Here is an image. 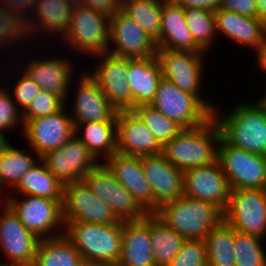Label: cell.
Wrapping results in <instances>:
<instances>
[{
  "label": "cell",
  "instance_id": "cell-1",
  "mask_svg": "<svg viewBox=\"0 0 266 266\" xmlns=\"http://www.w3.org/2000/svg\"><path fill=\"white\" fill-rule=\"evenodd\" d=\"M262 96L257 102L246 103L243 100V103H236L222 116L215 109L213 118L219 125L221 137L228 144L250 153L266 155V96Z\"/></svg>",
  "mask_w": 266,
  "mask_h": 266
},
{
  "label": "cell",
  "instance_id": "cell-2",
  "mask_svg": "<svg viewBox=\"0 0 266 266\" xmlns=\"http://www.w3.org/2000/svg\"><path fill=\"white\" fill-rule=\"evenodd\" d=\"M220 138L219 125L212 117L202 126L183 129L162 146L161 153L172 165L184 172L217 161Z\"/></svg>",
  "mask_w": 266,
  "mask_h": 266
},
{
  "label": "cell",
  "instance_id": "cell-3",
  "mask_svg": "<svg viewBox=\"0 0 266 266\" xmlns=\"http://www.w3.org/2000/svg\"><path fill=\"white\" fill-rule=\"evenodd\" d=\"M185 240H204L223 221V211L213 203L182 195L154 213Z\"/></svg>",
  "mask_w": 266,
  "mask_h": 266
},
{
  "label": "cell",
  "instance_id": "cell-4",
  "mask_svg": "<svg viewBox=\"0 0 266 266\" xmlns=\"http://www.w3.org/2000/svg\"><path fill=\"white\" fill-rule=\"evenodd\" d=\"M64 235L84 262L118 264L122 249L123 221L116 224L64 222Z\"/></svg>",
  "mask_w": 266,
  "mask_h": 266
},
{
  "label": "cell",
  "instance_id": "cell-5",
  "mask_svg": "<svg viewBox=\"0 0 266 266\" xmlns=\"http://www.w3.org/2000/svg\"><path fill=\"white\" fill-rule=\"evenodd\" d=\"M110 16L80 3L73 5L70 26L62 42L70 50L93 57L109 50ZM72 47V49H71Z\"/></svg>",
  "mask_w": 266,
  "mask_h": 266
},
{
  "label": "cell",
  "instance_id": "cell-6",
  "mask_svg": "<svg viewBox=\"0 0 266 266\" xmlns=\"http://www.w3.org/2000/svg\"><path fill=\"white\" fill-rule=\"evenodd\" d=\"M23 197L24 199L20 201L16 195H9L5 197L3 203L10 207L29 231L39 239L64 234L65 223L62 216V202L33 195H23Z\"/></svg>",
  "mask_w": 266,
  "mask_h": 266
},
{
  "label": "cell",
  "instance_id": "cell-7",
  "mask_svg": "<svg viewBox=\"0 0 266 266\" xmlns=\"http://www.w3.org/2000/svg\"><path fill=\"white\" fill-rule=\"evenodd\" d=\"M206 52L157 49L162 77L171 81L182 91L195 95L212 113L218 107L211 99L200 93L204 76V54Z\"/></svg>",
  "mask_w": 266,
  "mask_h": 266
},
{
  "label": "cell",
  "instance_id": "cell-8",
  "mask_svg": "<svg viewBox=\"0 0 266 266\" xmlns=\"http://www.w3.org/2000/svg\"><path fill=\"white\" fill-rule=\"evenodd\" d=\"M150 105L182 129L197 128L213 117V113L195 95L182 91L163 77Z\"/></svg>",
  "mask_w": 266,
  "mask_h": 266
},
{
  "label": "cell",
  "instance_id": "cell-9",
  "mask_svg": "<svg viewBox=\"0 0 266 266\" xmlns=\"http://www.w3.org/2000/svg\"><path fill=\"white\" fill-rule=\"evenodd\" d=\"M217 160L231 189H266V155L234 147L221 137Z\"/></svg>",
  "mask_w": 266,
  "mask_h": 266
},
{
  "label": "cell",
  "instance_id": "cell-10",
  "mask_svg": "<svg viewBox=\"0 0 266 266\" xmlns=\"http://www.w3.org/2000/svg\"><path fill=\"white\" fill-rule=\"evenodd\" d=\"M223 221L236 232L265 238L266 189H231Z\"/></svg>",
  "mask_w": 266,
  "mask_h": 266
},
{
  "label": "cell",
  "instance_id": "cell-11",
  "mask_svg": "<svg viewBox=\"0 0 266 266\" xmlns=\"http://www.w3.org/2000/svg\"><path fill=\"white\" fill-rule=\"evenodd\" d=\"M83 181L111 208L119 221H138L147 215L103 162L90 170Z\"/></svg>",
  "mask_w": 266,
  "mask_h": 266
},
{
  "label": "cell",
  "instance_id": "cell-12",
  "mask_svg": "<svg viewBox=\"0 0 266 266\" xmlns=\"http://www.w3.org/2000/svg\"><path fill=\"white\" fill-rule=\"evenodd\" d=\"M62 216L64 222L94 224L119 222L111 208L93 194L83 180L64 184Z\"/></svg>",
  "mask_w": 266,
  "mask_h": 266
},
{
  "label": "cell",
  "instance_id": "cell-13",
  "mask_svg": "<svg viewBox=\"0 0 266 266\" xmlns=\"http://www.w3.org/2000/svg\"><path fill=\"white\" fill-rule=\"evenodd\" d=\"M66 105L58 112L35 119H23L27 137L36 159L57 149L75 135V126Z\"/></svg>",
  "mask_w": 266,
  "mask_h": 266
},
{
  "label": "cell",
  "instance_id": "cell-14",
  "mask_svg": "<svg viewBox=\"0 0 266 266\" xmlns=\"http://www.w3.org/2000/svg\"><path fill=\"white\" fill-rule=\"evenodd\" d=\"M40 160L63 184L82 181L100 163L76 135L42 155Z\"/></svg>",
  "mask_w": 266,
  "mask_h": 266
},
{
  "label": "cell",
  "instance_id": "cell-15",
  "mask_svg": "<svg viewBox=\"0 0 266 266\" xmlns=\"http://www.w3.org/2000/svg\"><path fill=\"white\" fill-rule=\"evenodd\" d=\"M157 49L156 41L121 8L110 16L108 50L110 54L129 58H146L156 56Z\"/></svg>",
  "mask_w": 266,
  "mask_h": 266
},
{
  "label": "cell",
  "instance_id": "cell-16",
  "mask_svg": "<svg viewBox=\"0 0 266 266\" xmlns=\"http://www.w3.org/2000/svg\"><path fill=\"white\" fill-rule=\"evenodd\" d=\"M0 207V250L8 259V263L0 262V266L33 264L40 239L21 223L6 203L0 202Z\"/></svg>",
  "mask_w": 266,
  "mask_h": 266
},
{
  "label": "cell",
  "instance_id": "cell-17",
  "mask_svg": "<svg viewBox=\"0 0 266 266\" xmlns=\"http://www.w3.org/2000/svg\"><path fill=\"white\" fill-rule=\"evenodd\" d=\"M100 58L93 72H87L118 111H131V88L127 82L128 57L115 56L109 52L93 56Z\"/></svg>",
  "mask_w": 266,
  "mask_h": 266
},
{
  "label": "cell",
  "instance_id": "cell-18",
  "mask_svg": "<svg viewBox=\"0 0 266 266\" xmlns=\"http://www.w3.org/2000/svg\"><path fill=\"white\" fill-rule=\"evenodd\" d=\"M231 188L219 161L183 172V195L215 204L222 211L227 206Z\"/></svg>",
  "mask_w": 266,
  "mask_h": 266
},
{
  "label": "cell",
  "instance_id": "cell-19",
  "mask_svg": "<svg viewBox=\"0 0 266 266\" xmlns=\"http://www.w3.org/2000/svg\"><path fill=\"white\" fill-rule=\"evenodd\" d=\"M140 157L151 186L155 213L161 205L183 195V171L172 165L162 153Z\"/></svg>",
  "mask_w": 266,
  "mask_h": 266
},
{
  "label": "cell",
  "instance_id": "cell-20",
  "mask_svg": "<svg viewBox=\"0 0 266 266\" xmlns=\"http://www.w3.org/2000/svg\"><path fill=\"white\" fill-rule=\"evenodd\" d=\"M103 163L113 173L115 179L123 186L147 213H153L151 186L141 164L140 156H128L114 153Z\"/></svg>",
  "mask_w": 266,
  "mask_h": 266
},
{
  "label": "cell",
  "instance_id": "cell-21",
  "mask_svg": "<svg viewBox=\"0 0 266 266\" xmlns=\"http://www.w3.org/2000/svg\"><path fill=\"white\" fill-rule=\"evenodd\" d=\"M80 75L76 100L70 112L74 124L116 121L118 111L108 101L97 82L87 72Z\"/></svg>",
  "mask_w": 266,
  "mask_h": 266
},
{
  "label": "cell",
  "instance_id": "cell-22",
  "mask_svg": "<svg viewBox=\"0 0 266 266\" xmlns=\"http://www.w3.org/2000/svg\"><path fill=\"white\" fill-rule=\"evenodd\" d=\"M49 59H35L27 65L24 64L21 68L34 81L41 90L53 92L65 100L69 101L68 93H70V86L75 73L73 61L68 58L54 57ZM73 66V67H72ZM68 100V101H67Z\"/></svg>",
  "mask_w": 266,
  "mask_h": 266
},
{
  "label": "cell",
  "instance_id": "cell-23",
  "mask_svg": "<svg viewBox=\"0 0 266 266\" xmlns=\"http://www.w3.org/2000/svg\"><path fill=\"white\" fill-rule=\"evenodd\" d=\"M116 133L117 153L128 156H145L162 151V146L133 111L117 113Z\"/></svg>",
  "mask_w": 266,
  "mask_h": 266
},
{
  "label": "cell",
  "instance_id": "cell-24",
  "mask_svg": "<svg viewBox=\"0 0 266 266\" xmlns=\"http://www.w3.org/2000/svg\"><path fill=\"white\" fill-rule=\"evenodd\" d=\"M119 266H155L150 239V214L138 221H123Z\"/></svg>",
  "mask_w": 266,
  "mask_h": 266
},
{
  "label": "cell",
  "instance_id": "cell-25",
  "mask_svg": "<svg viewBox=\"0 0 266 266\" xmlns=\"http://www.w3.org/2000/svg\"><path fill=\"white\" fill-rule=\"evenodd\" d=\"M161 79V68L156 56L128 57L127 82L131 88V111L152 103Z\"/></svg>",
  "mask_w": 266,
  "mask_h": 266
},
{
  "label": "cell",
  "instance_id": "cell-26",
  "mask_svg": "<svg viewBox=\"0 0 266 266\" xmlns=\"http://www.w3.org/2000/svg\"><path fill=\"white\" fill-rule=\"evenodd\" d=\"M73 5L70 0H36L33 10L35 15H31L33 19L26 24L28 37H35L33 39L36 40L37 34L45 31L49 36L57 33V36H61L57 38L62 40L70 26Z\"/></svg>",
  "mask_w": 266,
  "mask_h": 266
},
{
  "label": "cell",
  "instance_id": "cell-27",
  "mask_svg": "<svg viewBox=\"0 0 266 266\" xmlns=\"http://www.w3.org/2000/svg\"><path fill=\"white\" fill-rule=\"evenodd\" d=\"M216 33L223 34L246 47L257 49L266 36V23L259 18L247 17L233 11H214Z\"/></svg>",
  "mask_w": 266,
  "mask_h": 266
},
{
  "label": "cell",
  "instance_id": "cell-28",
  "mask_svg": "<svg viewBox=\"0 0 266 266\" xmlns=\"http://www.w3.org/2000/svg\"><path fill=\"white\" fill-rule=\"evenodd\" d=\"M158 49L204 52L186 25L184 8L174 2H163Z\"/></svg>",
  "mask_w": 266,
  "mask_h": 266
},
{
  "label": "cell",
  "instance_id": "cell-29",
  "mask_svg": "<svg viewBox=\"0 0 266 266\" xmlns=\"http://www.w3.org/2000/svg\"><path fill=\"white\" fill-rule=\"evenodd\" d=\"M74 126L75 135L98 161L103 162V159L105 161L117 152L116 121L88 122Z\"/></svg>",
  "mask_w": 266,
  "mask_h": 266
},
{
  "label": "cell",
  "instance_id": "cell-30",
  "mask_svg": "<svg viewBox=\"0 0 266 266\" xmlns=\"http://www.w3.org/2000/svg\"><path fill=\"white\" fill-rule=\"evenodd\" d=\"M13 190L20 192L21 196L33 195L62 202L64 184L39 160L21 177Z\"/></svg>",
  "mask_w": 266,
  "mask_h": 266
},
{
  "label": "cell",
  "instance_id": "cell-31",
  "mask_svg": "<svg viewBox=\"0 0 266 266\" xmlns=\"http://www.w3.org/2000/svg\"><path fill=\"white\" fill-rule=\"evenodd\" d=\"M81 254L63 234L39 240L35 261L36 266H83Z\"/></svg>",
  "mask_w": 266,
  "mask_h": 266
},
{
  "label": "cell",
  "instance_id": "cell-32",
  "mask_svg": "<svg viewBox=\"0 0 266 266\" xmlns=\"http://www.w3.org/2000/svg\"><path fill=\"white\" fill-rule=\"evenodd\" d=\"M27 149H16L8 140L0 144V189L5 193L4 188L13 190L21 177L40 159L35 160L33 155H28Z\"/></svg>",
  "mask_w": 266,
  "mask_h": 266
},
{
  "label": "cell",
  "instance_id": "cell-33",
  "mask_svg": "<svg viewBox=\"0 0 266 266\" xmlns=\"http://www.w3.org/2000/svg\"><path fill=\"white\" fill-rule=\"evenodd\" d=\"M150 239L155 266H167L178 254L185 239L154 213L150 214Z\"/></svg>",
  "mask_w": 266,
  "mask_h": 266
},
{
  "label": "cell",
  "instance_id": "cell-34",
  "mask_svg": "<svg viewBox=\"0 0 266 266\" xmlns=\"http://www.w3.org/2000/svg\"><path fill=\"white\" fill-rule=\"evenodd\" d=\"M235 230L222 221L204 239L208 266H236Z\"/></svg>",
  "mask_w": 266,
  "mask_h": 266
},
{
  "label": "cell",
  "instance_id": "cell-35",
  "mask_svg": "<svg viewBox=\"0 0 266 266\" xmlns=\"http://www.w3.org/2000/svg\"><path fill=\"white\" fill-rule=\"evenodd\" d=\"M161 0H121L120 8L128 14L156 43L161 32Z\"/></svg>",
  "mask_w": 266,
  "mask_h": 266
},
{
  "label": "cell",
  "instance_id": "cell-36",
  "mask_svg": "<svg viewBox=\"0 0 266 266\" xmlns=\"http://www.w3.org/2000/svg\"><path fill=\"white\" fill-rule=\"evenodd\" d=\"M184 13L186 25L194 42L207 52L217 36L214 11L204 8H184Z\"/></svg>",
  "mask_w": 266,
  "mask_h": 266
},
{
  "label": "cell",
  "instance_id": "cell-37",
  "mask_svg": "<svg viewBox=\"0 0 266 266\" xmlns=\"http://www.w3.org/2000/svg\"><path fill=\"white\" fill-rule=\"evenodd\" d=\"M132 111L145 123L161 146L183 130L177 123L151 105L139 106Z\"/></svg>",
  "mask_w": 266,
  "mask_h": 266
},
{
  "label": "cell",
  "instance_id": "cell-38",
  "mask_svg": "<svg viewBox=\"0 0 266 266\" xmlns=\"http://www.w3.org/2000/svg\"><path fill=\"white\" fill-rule=\"evenodd\" d=\"M263 238L235 231L234 257L236 266H266Z\"/></svg>",
  "mask_w": 266,
  "mask_h": 266
},
{
  "label": "cell",
  "instance_id": "cell-39",
  "mask_svg": "<svg viewBox=\"0 0 266 266\" xmlns=\"http://www.w3.org/2000/svg\"><path fill=\"white\" fill-rule=\"evenodd\" d=\"M22 39H25L24 42L30 39L26 23L0 5V47L2 49L11 48L15 43L16 45L19 42L21 44Z\"/></svg>",
  "mask_w": 266,
  "mask_h": 266
},
{
  "label": "cell",
  "instance_id": "cell-40",
  "mask_svg": "<svg viewBox=\"0 0 266 266\" xmlns=\"http://www.w3.org/2000/svg\"><path fill=\"white\" fill-rule=\"evenodd\" d=\"M65 105V100L59 95L41 90L22 111L23 119H35L60 111Z\"/></svg>",
  "mask_w": 266,
  "mask_h": 266
},
{
  "label": "cell",
  "instance_id": "cell-41",
  "mask_svg": "<svg viewBox=\"0 0 266 266\" xmlns=\"http://www.w3.org/2000/svg\"><path fill=\"white\" fill-rule=\"evenodd\" d=\"M3 87L0 88V138L4 141L7 140L4 132L9 129L18 127H24V120L21 108L13 99L12 93L7 91Z\"/></svg>",
  "mask_w": 266,
  "mask_h": 266
},
{
  "label": "cell",
  "instance_id": "cell-42",
  "mask_svg": "<svg viewBox=\"0 0 266 266\" xmlns=\"http://www.w3.org/2000/svg\"><path fill=\"white\" fill-rule=\"evenodd\" d=\"M167 266H208L204 240H185Z\"/></svg>",
  "mask_w": 266,
  "mask_h": 266
},
{
  "label": "cell",
  "instance_id": "cell-43",
  "mask_svg": "<svg viewBox=\"0 0 266 266\" xmlns=\"http://www.w3.org/2000/svg\"><path fill=\"white\" fill-rule=\"evenodd\" d=\"M19 64L20 63L18 61V64H16L18 67L17 71H20L21 73L16 76L19 77L16 79L17 81H15L16 84H13L14 92L12 93L14 94L12 96L18 107H21V110L23 111L37 95V93L41 91V88L34 81H32V79L28 77V75L22 69L19 70V66L21 67L23 65Z\"/></svg>",
  "mask_w": 266,
  "mask_h": 266
},
{
  "label": "cell",
  "instance_id": "cell-44",
  "mask_svg": "<svg viewBox=\"0 0 266 266\" xmlns=\"http://www.w3.org/2000/svg\"><path fill=\"white\" fill-rule=\"evenodd\" d=\"M219 8L257 18L256 0H221Z\"/></svg>",
  "mask_w": 266,
  "mask_h": 266
},
{
  "label": "cell",
  "instance_id": "cell-45",
  "mask_svg": "<svg viewBox=\"0 0 266 266\" xmlns=\"http://www.w3.org/2000/svg\"><path fill=\"white\" fill-rule=\"evenodd\" d=\"M36 0H1V6L4 7L11 12L12 14L18 16L22 19L26 24L31 18V14L33 15L34 4ZM29 10H32L29 12ZM28 13L30 15L28 16Z\"/></svg>",
  "mask_w": 266,
  "mask_h": 266
},
{
  "label": "cell",
  "instance_id": "cell-46",
  "mask_svg": "<svg viewBox=\"0 0 266 266\" xmlns=\"http://www.w3.org/2000/svg\"><path fill=\"white\" fill-rule=\"evenodd\" d=\"M79 3L105 15L112 16L120 8L121 0H80Z\"/></svg>",
  "mask_w": 266,
  "mask_h": 266
},
{
  "label": "cell",
  "instance_id": "cell-47",
  "mask_svg": "<svg viewBox=\"0 0 266 266\" xmlns=\"http://www.w3.org/2000/svg\"><path fill=\"white\" fill-rule=\"evenodd\" d=\"M175 3L182 8H204L215 11L219 9L221 0H177Z\"/></svg>",
  "mask_w": 266,
  "mask_h": 266
},
{
  "label": "cell",
  "instance_id": "cell-48",
  "mask_svg": "<svg viewBox=\"0 0 266 266\" xmlns=\"http://www.w3.org/2000/svg\"><path fill=\"white\" fill-rule=\"evenodd\" d=\"M254 51H256L255 52L257 56L256 62H257L258 68L260 69V72L262 71L266 74V36L263 42L261 43V45ZM264 96H266V89H265Z\"/></svg>",
  "mask_w": 266,
  "mask_h": 266
},
{
  "label": "cell",
  "instance_id": "cell-49",
  "mask_svg": "<svg viewBox=\"0 0 266 266\" xmlns=\"http://www.w3.org/2000/svg\"><path fill=\"white\" fill-rule=\"evenodd\" d=\"M257 18L266 23V0H256Z\"/></svg>",
  "mask_w": 266,
  "mask_h": 266
},
{
  "label": "cell",
  "instance_id": "cell-50",
  "mask_svg": "<svg viewBox=\"0 0 266 266\" xmlns=\"http://www.w3.org/2000/svg\"><path fill=\"white\" fill-rule=\"evenodd\" d=\"M83 266H119L118 264L101 263V262H84Z\"/></svg>",
  "mask_w": 266,
  "mask_h": 266
},
{
  "label": "cell",
  "instance_id": "cell-51",
  "mask_svg": "<svg viewBox=\"0 0 266 266\" xmlns=\"http://www.w3.org/2000/svg\"><path fill=\"white\" fill-rule=\"evenodd\" d=\"M6 266H36V265L33 263V264H19V265H6Z\"/></svg>",
  "mask_w": 266,
  "mask_h": 266
},
{
  "label": "cell",
  "instance_id": "cell-52",
  "mask_svg": "<svg viewBox=\"0 0 266 266\" xmlns=\"http://www.w3.org/2000/svg\"><path fill=\"white\" fill-rule=\"evenodd\" d=\"M161 1H163V2H176L177 0H161Z\"/></svg>",
  "mask_w": 266,
  "mask_h": 266
},
{
  "label": "cell",
  "instance_id": "cell-53",
  "mask_svg": "<svg viewBox=\"0 0 266 266\" xmlns=\"http://www.w3.org/2000/svg\"><path fill=\"white\" fill-rule=\"evenodd\" d=\"M70 1H72L75 4V3H79L80 0H70Z\"/></svg>",
  "mask_w": 266,
  "mask_h": 266
},
{
  "label": "cell",
  "instance_id": "cell-54",
  "mask_svg": "<svg viewBox=\"0 0 266 266\" xmlns=\"http://www.w3.org/2000/svg\"><path fill=\"white\" fill-rule=\"evenodd\" d=\"M1 194H2V191H1V189H0V202H2V200H1V198H2L1 196H2V195H1Z\"/></svg>",
  "mask_w": 266,
  "mask_h": 266
}]
</instances>
